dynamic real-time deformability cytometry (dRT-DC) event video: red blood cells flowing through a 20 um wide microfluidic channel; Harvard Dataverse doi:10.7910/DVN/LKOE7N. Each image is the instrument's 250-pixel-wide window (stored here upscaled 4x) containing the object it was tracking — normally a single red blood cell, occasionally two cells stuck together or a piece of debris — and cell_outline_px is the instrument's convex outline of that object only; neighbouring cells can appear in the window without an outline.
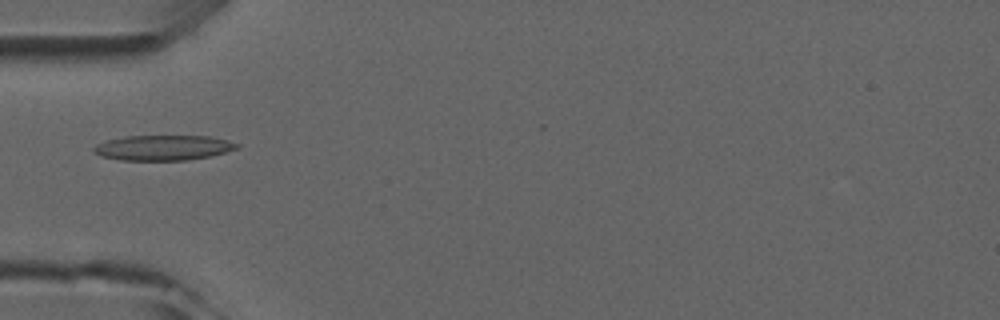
{"species": "common noctule bat (a hibernating species)", "species_latin": "Nyctalus noctula", "temperature_condition": "room temperature", "stored_images_in_passage": 5, "camera_frame_rate_fps": 3000, "um_per_image_px": 0.085, "animal": {"sex": "male", "forearm_length_mm": 52.5}, "frame": {"image": 1, "passage_image": 4, "time_ms": 4.0, "image_size_px": [1000, 320], "cell_outline_px": [[240, 148], [208, 156], [184, 160], [120, 160], [100, 156], [92, 152], [92, 148], [96, 144], [108, 140], [124, 136], [208, 136], [228, 140], [240, 144]], "centroid_in_image_um": [13.84, 12.55], "position_along_channel_um": 71.2, "area_um2": 20.98}}